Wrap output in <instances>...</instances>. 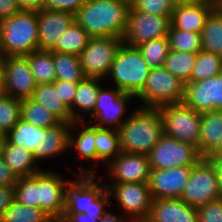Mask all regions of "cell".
I'll list each match as a JSON object with an SVG mask.
<instances>
[{"label":"cell","instance_id":"cell-1","mask_svg":"<svg viewBox=\"0 0 222 222\" xmlns=\"http://www.w3.org/2000/svg\"><path fill=\"white\" fill-rule=\"evenodd\" d=\"M130 2L127 0H85L75 21L90 37L124 36Z\"/></svg>","mask_w":222,"mask_h":222},{"label":"cell","instance_id":"cell-2","mask_svg":"<svg viewBox=\"0 0 222 222\" xmlns=\"http://www.w3.org/2000/svg\"><path fill=\"white\" fill-rule=\"evenodd\" d=\"M117 132L121 151L148 155L164 135L159 109L139 106L129 114Z\"/></svg>","mask_w":222,"mask_h":222},{"label":"cell","instance_id":"cell-3","mask_svg":"<svg viewBox=\"0 0 222 222\" xmlns=\"http://www.w3.org/2000/svg\"><path fill=\"white\" fill-rule=\"evenodd\" d=\"M96 171L92 168H80L79 174L73 172L76 181H70L66 188L65 212L85 213L102 218L108 211L105 209L111 203V196L106 184H100L95 179Z\"/></svg>","mask_w":222,"mask_h":222},{"label":"cell","instance_id":"cell-4","mask_svg":"<svg viewBox=\"0 0 222 222\" xmlns=\"http://www.w3.org/2000/svg\"><path fill=\"white\" fill-rule=\"evenodd\" d=\"M2 57L25 56L38 50V12L21 10L0 20Z\"/></svg>","mask_w":222,"mask_h":222},{"label":"cell","instance_id":"cell-5","mask_svg":"<svg viewBox=\"0 0 222 222\" xmlns=\"http://www.w3.org/2000/svg\"><path fill=\"white\" fill-rule=\"evenodd\" d=\"M150 70L137 47L122 44L107 77L111 76L116 88L136 96L143 89Z\"/></svg>","mask_w":222,"mask_h":222},{"label":"cell","instance_id":"cell-6","mask_svg":"<svg viewBox=\"0 0 222 222\" xmlns=\"http://www.w3.org/2000/svg\"><path fill=\"white\" fill-rule=\"evenodd\" d=\"M184 90L185 84L163 66L150 70L143 89L135 97L142 101L140 107L159 108L183 103Z\"/></svg>","mask_w":222,"mask_h":222},{"label":"cell","instance_id":"cell-7","mask_svg":"<svg viewBox=\"0 0 222 222\" xmlns=\"http://www.w3.org/2000/svg\"><path fill=\"white\" fill-rule=\"evenodd\" d=\"M164 134L167 137L194 145L199 150L201 113L184 103H173L160 106Z\"/></svg>","mask_w":222,"mask_h":222},{"label":"cell","instance_id":"cell-8","mask_svg":"<svg viewBox=\"0 0 222 222\" xmlns=\"http://www.w3.org/2000/svg\"><path fill=\"white\" fill-rule=\"evenodd\" d=\"M122 44L118 37H90L79 55L85 77L105 80Z\"/></svg>","mask_w":222,"mask_h":222},{"label":"cell","instance_id":"cell-9","mask_svg":"<svg viewBox=\"0 0 222 222\" xmlns=\"http://www.w3.org/2000/svg\"><path fill=\"white\" fill-rule=\"evenodd\" d=\"M180 199L194 208L220 199L216 171L206 157L192 166V172Z\"/></svg>","mask_w":222,"mask_h":222},{"label":"cell","instance_id":"cell-10","mask_svg":"<svg viewBox=\"0 0 222 222\" xmlns=\"http://www.w3.org/2000/svg\"><path fill=\"white\" fill-rule=\"evenodd\" d=\"M147 156L151 169L194 166L203 158L196 146L167 137L165 134Z\"/></svg>","mask_w":222,"mask_h":222},{"label":"cell","instance_id":"cell-11","mask_svg":"<svg viewBox=\"0 0 222 222\" xmlns=\"http://www.w3.org/2000/svg\"><path fill=\"white\" fill-rule=\"evenodd\" d=\"M110 196L120 205L130 222H145L148 218L153 198L148 183L106 184Z\"/></svg>","mask_w":222,"mask_h":222},{"label":"cell","instance_id":"cell-12","mask_svg":"<svg viewBox=\"0 0 222 222\" xmlns=\"http://www.w3.org/2000/svg\"><path fill=\"white\" fill-rule=\"evenodd\" d=\"M135 98L134 95L125 93L116 87L114 89H104L101 86L98 91L93 114L90 118L95 119L91 125L98 128L116 126L115 129L117 130L128 119V117L124 119L126 107L131 102V99Z\"/></svg>","mask_w":222,"mask_h":222},{"label":"cell","instance_id":"cell-13","mask_svg":"<svg viewBox=\"0 0 222 222\" xmlns=\"http://www.w3.org/2000/svg\"><path fill=\"white\" fill-rule=\"evenodd\" d=\"M170 26V18L140 13L130 9L126 30L122 37L123 44L137 47L144 42L167 37Z\"/></svg>","mask_w":222,"mask_h":222},{"label":"cell","instance_id":"cell-14","mask_svg":"<svg viewBox=\"0 0 222 222\" xmlns=\"http://www.w3.org/2000/svg\"><path fill=\"white\" fill-rule=\"evenodd\" d=\"M54 171H39L40 209L55 222H60L65 212L66 188L71 180H64Z\"/></svg>","mask_w":222,"mask_h":222},{"label":"cell","instance_id":"cell-15","mask_svg":"<svg viewBox=\"0 0 222 222\" xmlns=\"http://www.w3.org/2000/svg\"><path fill=\"white\" fill-rule=\"evenodd\" d=\"M3 94L17 99L31 98L37 87L25 56L3 57Z\"/></svg>","mask_w":222,"mask_h":222},{"label":"cell","instance_id":"cell-16","mask_svg":"<svg viewBox=\"0 0 222 222\" xmlns=\"http://www.w3.org/2000/svg\"><path fill=\"white\" fill-rule=\"evenodd\" d=\"M183 103L198 113L222 111V72L212 78L185 84Z\"/></svg>","mask_w":222,"mask_h":222},{"label":"cell","instance_id":"cell-17","mask_svg":"<svg viewBox=\"0 0 222 222\" xmlns=\"http://www.w3.org/2000/svg\"><path fill=\"white\" fill-rule=\"evenodd\" d=\"M191 172L192 166L151 169L148 184L152 198H180Z\"/></svg>","mask_w":222,"mask_h":222},{"label":"cell","instance_id":"cell-18","mask_svg":"<svg viewBox=\"0 0 222 222\" xmlns=\"http://www.w3.org/2000/svg\"><path fill=\"white\" fill-rule=\"evenodd\" d=\"M107 168L113 183H148L150 179L151 168L147 155L121 151Z\"/></svg>","mask_w":222,"mask_h":222},{"label":"cell","instance_id":"cell-19","mask_svg":"<svg viewBox=\"0 0 222 222\" xmlns=\"http://www.w3.org/2000/svg\"><path fill=\"white\" fill-rule=\"evenodd\" d=\"M74 20L75 15L69 12L48 9L38 11V49L52 50Z\"/></svg>","mask_w":222,"mask_h":222},{"label":"cell","instance_id":"cell-20","mask_svg":"<svg viewBox=\"0 0 222 222\" xmlns=\"http://www.w3.org/2000/svg\"><path fill=\"white\" fill-rule=\"evenodd\" d=\"M145 222H198L197 208L186 204L180 198L153 199Z\"/></svg>","mask_w":222,"mask_h":222},{"label":"cell","instance_id":"cell-21","mask_svg":"<svg viewBox=\"0 0 222 222\" xmlns=\"http://www.w3.org/2000/svg\"><path fill=\"white\" fill-rule=\"evenodd\" d=\"M71 123L62 122L58 126L39 129L38 149L33 153L36 162L54 158L69 149Z\"/></svg>","mask_w":222,"mask_h":222},{"label":"cell","instance_id":"cell-22","mask_svg":"<svg viewBox=\"0 0 222 222\" xmlns=\"http://www.w3.org/2000/svg\"><path fill=\"white\" fill-rule=\"evenodd\" d=\"M215 8L212 0L176 7L170 19V29L201 33L210 12Z\"/></svg>","mask_w":222,"mask_h":222},{"label":"cell","instance_id":"cell-23","mask_svg":"<svg viewBox=\"0 0 222 222\" xmlns=\"http://www.w3.org/2000/svg\"><path fill=\"white\" fill-rule=\"evenodd\" d=\"M102 79L85 77L78 82V88L74 95L73 104L69 109L73 121H83L82 116L88 113L91 117L98 96V91ZM78 111V112H77ZM81 112V113H79Z\"/></svg>","mask_w":222,"mask_h":222},{"label":"cell","instance_id":"cell-24","mask_svg":"<svg viewBox=\"0 0 222 222\" xmlns=\"http://www.w3.org/2000/svg\"><path fill=\"white\" fill-rule=\"evenodd\" d=\"M1 157L17 178L32 176L41 170L32 152L23 146L11 144L7 139Z\"/></svg>","mask_w":222,"mask_h":222},{"label":"cell","instance_id":"cell-25","mask_svg":"<svg viewBox=\"0 0 222 222\" xmlns=\"http://www.w3.org/2000/svg\"><path fill=\"white\" fill-rule=\"evenodd\" d=\"M222 135V111L201 113L199 152L208 157L220 144Z\"/></svg>","mask_w":222,"mask_h":222},{"label":"cell","instance_id":"cell-26","mask_svg":"<svg viewBox=\"0 0 222 222\" xmlns=\"http://www.w3.org/2000/svg\"><path fill=\"white\" fill-rule=\"evenodd\" d=\"M31 99L56 115L62 122H73L69 109L60 98L59 80H55L53 83L37 85Z\"/></svg>","mask_w":222,"mask_h":222},{"label":"cell","instance_id":"cell-27","mask_svg":"<svg viewBox=\"0 0 222 222\" xmlns=\"http://www.w3.org/2000/svg\"><path fill=\"white\" fill-rule=\"evenodd\" d=\"M73 121L71 123L70 134H69V149H74L78 152L79 156L84 160L96 161L97 162V151L95 146V126L84 124L83 121ZM80 127L81 130L77 132V135L73 134L75 127ZM74 129V130H71ZM75 135V136H74Z\"/></svg>","mask_w":222,"mask_h":222},{"label":"cell","instance_id":"cell-28","mask_svg":"<svg viewBox=\"0 0 222 222\" xmlns=\"http://www.w3.org/2000/svg\"><path fill=\"white\" fill-rule=\"evenodd\" d=\"M202 50L222 57V8H214L201 30Z\"/></svg>","mask_w":222,"mask_h":222},{"label":"cell","instance_id":"cell-29","mask_svg":"<svg viewBox=\"0 0 222 222\" xmlns=\"http://www.w3.org/2000/svg\"><path fill=\"white\" fill-rule=\"evenodd\" d=\"M25 57L37 85L53 83L56 80L51 50L38 49L25 55Z\"/></svg>","mask_w":222,"mask_h":222},{"label":"cell","instance_id":"cell-30","mask_svg":"<svg viewBox=\"0 0 222 222\" xmlns=\"http://www.w3.org/2000/svg\"><path fill=\"white\" fill-rule=\"evenodd\" d=\"M95 146L97 161L108 165L121 153L117 130L115 128H98L95 126Z\"/></svg>","mask_w":222,"mask_h":222},{"label":"cell","instance_id":"cell-31","mask_svg":"<svg viewBox=\"0 0 222 222\" xmlns=\"http://www.w3.org/2000/svg\"><path fill=\"white\" fill-rule=\"evenodd\" d=\"M89 39L88 33L74 20L58 38L56 46L51 51L79 56L87 46Z\"/></svg>","mask_w":222,"mask_h":222},{"label":"cell","instance_id":"cell-32","mask_svg":"<svg viewBox=\"0 0 222 222\" xmlns=\"http://www.w3.org/2000/svg\"><path fill=\"white\" fill-rule=\"evenodd\" d=\"M20 117L23 121L42 128L58 126L62 121L31 98L21 100Z\"/></svg>","mask_w":222,"mask_h":222},{"label":"cell","instance_id":"cell-33","mask_svg":"<svg viewBox=\"0 0 222 222\" xmlns=\"http://www.w3.org/2000/svg\"><path fill=\"white\" fill-rule=\"evenodd\" d=\"M56 80L80 82L85 78L79 56L52 51Z\"/></svg>","mask_w":222,"mask_h":222},{"label":"cell","instance_id":"cell-34","mask_svg":"<svg viewBox=\"0 0 222 222\" xmlns=\"http://www.w3.org/2000/svg\"><path fill=\"white\" fill-rule=\"evenodd\" d=\"M197 59V53L169 49L164 67L184 84L190 82V76Z\"/></svg>","mask_w":222,"mask_h":222},{"label":"cell","instance_id":"cell-35","mask_svg":"<svg viewBox=\"0 0 222 222\" xmlns=\"http://www.w3.org/2000/svg\"><path fill=\"white\" fill-rule=\"evenodd\" d=\"M0 222H55L40 208L26 206L13 200L6 208Z\"/></svg>","mask_w":222,"mask_h":222},{"label":"cell","instance_id":"cell-36","mask_svg":"<svg viewBox=\"0 0 222 222\" xmlns=\"http://www.w3.org/2000/svg\"><path fill=\"white\" fill-rule=\"evenodd\" d=\"M35 126L20 119L18 123L6 134V139L18 146L25 147L32 154L38 149L39 129Z\"/></svg>","mask_w":222,"mask_h":222},{"label":"cell","instance_id":"cell-37","mask_svg":"<svg viewBox=\"0 0 222 222\" xmlns=\"http://www.w3.org/2000/svg\"><path fill=\"white\" fill-rule=\"evenodd\" d=\"M14 200L18 203L40 208L39 172L32 176L20 177L14 186Z\"/></svg>","mask_w":222,"mask_h":222},{"label":"cell","instance_id":"cell-38","mask_svg":"<svg viewBox=\"0 0 222 222\" xmlns=\"http://www.w3.org/2000/svg\"><path fill=\"white\" fill-rule=\"evenodd\" d=\"M222 72V57L206 51L197 52V59L193 67L190 81L212 78Z\"/></svg>","mask_w":222,"mask_h":222},{"label":"cell","instance_id":"cell-39","mask_svg":"<svg viewBox=\"0 0 222 222\" xmlns=\"http://www.w3.org/2000/svg\"><path fill=\"white\" fill-rule=\"evenodd\" d=\"M147 65L153 68L164 66L169 52V41L167 37L150 40L137 46Z\"/></svg>","mask_w":222,"mask_h":222},{"label":"cell","instance_id":"cell-40","mask_svg":"<svg viewBox=\"0 0 222 222\" xmlns=\"http://www.w3.org/2000/svg\"><path fill=\"white\" fill-rule=\"evenodd\" d=\"M169 49L197 53L202 50L201 34L179 29H169Z\"/></svg>","mask_w":222,"mask_h":222},{"label":"cell","instance_id":"cell-41","mask_svg":"<svg viewBox=\"0 0 222 222\" xmlns=\"http://www.w3.org/2000/svg\"><path fill=\"white\" fill-rule=\"evenodd\" d=\"M21 100L0 95V132L7 134L21 119Z\"/></svg>","mask_w":222,"mask_h":222},{"label":"cell","instance_id":"cell-42","mask_svg":"<svg viewBox=\"0 0 222 222\" xmlns=\"http://www.w3.org/2000/svg\"><path fill=\"white\" fill-rule=\"evenodd\" d=\"M130 9L149 15H159L167 18L172 17L174 7L170 0H132Z\"/></svg>","mask_w":222,"mask_h":222},{"label":"cell","instance_id":"cell-43","mask_svg":"<svg viewBox=\"0 0 222 222\" xmlns=\"http://www.w3.org/2000/svg\"><path fill=\"white\" fill-rule=\"evenodd\" d=\"M198 222H222V198L197 208Z\"/></svg>","mask_w":222,"mask_h":222},{"label":"cell","instance_id":"cell-44","mask_svg":"<svg viewBox=\"0 0 222 222\" xmlns=\"http://www.w3.org/2000/svg\"><path fill=\"white\" fill-rule=\"evenodd\" d=\"M85 0H44V9L69 12L76 15Z\"/></svg>","mask_w":222,"mask_h":222},{"label":"cell","instance_id":"cell-45","mask_svg":"<svg viewBox=\"0 0 222 222\" xmlns=\"http://www.w3.org/2000/svg\"><path fill=\"white\" fill-rule=\"evenodd\" d=\"M77 88L78 82H66L59 80L60 98L68 109H70L73 104V99Z\"/></svg>","mask_w":222,"mask_h":222},{"label":"cell","instance_id":"cell-46","mask_svg":"<svg viewBox=\"0 0 222 222\" xmlns=\"http://www.w3.org/2000/svg\"><path fill=\"white\" fill-rule=\"evenodd\" d=\"M17 179V176H15L0 156V186L14 187Z\"/></svg>","mask_w":222,"mask_h":222},{"label":"cell","instance_id":"cell-47","mask_svg":"<svg viewBox=\"0 0 222 222\" xmlns=\"http://www.w3.org/2000/svg\"><path fill=\"white\" fill-rule=\"evenodd\" d=\"M20 11L18 0H0V20L11 17Z\"/></svg>","mask_w":222,"mask_h":222},{"label":"cell","instance_id":"cell-48","mask_svg":"<svg viewBox=\"0 0 222 222\" xmlns=\"http://www.w3.org/2000/svg\"><path fill=\"white\" fill-rule=\"evenodd\" d=\"M14 187L0 186V219L2 218L4 211L14 200Z\"/></svg>","mask_w":222,"mask_h":222},{"label":"cell","instance_id":"cell-49","mask_svg":"<svg viewBox=\"0 0 222 222\" xmlns=\"http://www.w3.org/2000/svg\"><path fill=\"white\" fill-rule=\"evenodd\" d=\"M99 218L85 213H64L60 222H98Z\"/></svg>","mask_w":222,"mask_h":222},{"label":"cell","instance_id":"cell-50","mask_svg":"<svg viewBox=\"0 0 222 222\" xmlns=\"http://www.w3.org/2000/svg\"><path fill=\"white\" fill-rule=\"evenodd\" d=\"M206 158L214 165L218 183V192L220 194V198H222V157L208 156Z\"/></svg>","mask_w":222,"mask_h":222},{"label":"cell","instance_id":"cell-51","mask_svg":"<svg viewBox=\"0 0 222 222\" xmlns=\"http://www.w3.org/2000/svg\"><path fill=\"white\" fill-rule=\"evenodd\" d=\"M21 10L25 11H41L44 9V0H18Z\"/></svg>","mask_w":222,"mask_h":222},{"label":"cell","instance_id":"cell-52","mask_svg":"<svg viewBox=\"0 0 222 222\" xmlns=\"http://www.w3.org/2000/svg\"><path fill=\"white\" fill-rule=\"evenodd\" d=\"M127 217L119 216L118 214L111 213L109 211L107 214H105L102 218L99 219L98 222H130V220Z\"/></svg>","mask_w":222,"mask_h":222},{"label":"cell","instance_id":"cell-53","mask_svg":"<svg viewBox=\"0 0 222 222\" xmlns=\"http://www.w3.org/2000/svg\"><path fill=\"white\" fill-rule=\"evenodd\" d=\"M173 7L187 6L197 3L199 0H170Z\"/></svg>","mask_w":222,"mask_h":222},{"label":"cell","instance_id":"cell-54","mask_svg":"<svg viewBox=\"0 0 222 222\" xmlns=\"http://www.w3.org/2000/svg\"><path fill=\"white\" fill-rule=\"evenodd\" d=\"M3 80H4L3 57L0 56V95L3 94Z\"/></svg>","mask_w":222,"mask_h":222},{"label":"cell","instance_id":"cell-55","mask_svg":"<svg viewBox=\"0 0 222 222\" xmlns=\"http://www.w3.org/2000/svg\"><path fill=\"white\" fill-rule=\"evenodd\" d=\"M222 137V135H221ZM209 156H221L222 157V138L219 146Z\"/></svg>","mask_w":222,"mask_h":222},{"label":"cell","instance_id":"cell-56","mask_svg":"<svg viewBox=\"0 0 222 222\" xmlns=\"http://www.w3.org/2000/svg\"><path fill=\"white\" fill-rule=\"evenodd\" d=\"M5 141H6V136H0V156H1V153L3 152Z\"/></svg>","mask_w":222,"mask_h":222},{"label":"cell","instance_id":"cell-57","mask_svg":"<svg viewBox=\"0 0 222 222\" xmlns=\"http://www.w3.org/2000/svg\"><path fill=\"white\" fill-rule=\"evenodd\" d=\"M216 8H222V0H212Z\"/></svg>","mask_w":222,"mask_h":222}]
</instances>
